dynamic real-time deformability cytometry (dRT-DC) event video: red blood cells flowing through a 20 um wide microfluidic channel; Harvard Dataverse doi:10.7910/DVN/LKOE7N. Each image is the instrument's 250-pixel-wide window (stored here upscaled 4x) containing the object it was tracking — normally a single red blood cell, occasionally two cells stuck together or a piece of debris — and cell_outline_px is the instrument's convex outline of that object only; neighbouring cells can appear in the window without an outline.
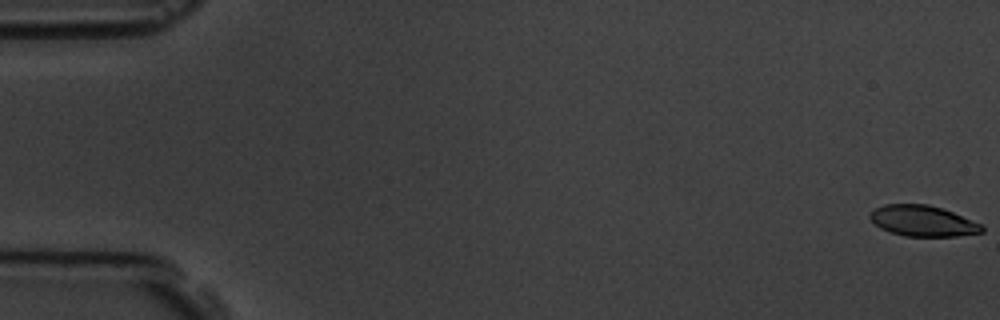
{"species": "common noctule bat (a hibernating species)", "species_latin": "Nyctalus noctula", "temperature_condition": "room temperature", "stored_images_in_passage": 3, "camera_frame_rate_fps": 3000, "um_per_image_px": 0.085, "animal": {"sex": "male", "body_mass_g": 19.5, "forearm_length_mm": 54.6}, "frame": {"image": 1, "passage_image": 1, "time_ms": 0.0, "image_size_px": [1000, 320], "cell_outline_px": [[984, 232], [956, 236], [904, 236], [880, 228], [868, 216], [876, 208], [884, 204], [928, 204], [952, 212], [980, 224], [984, 228]], "centroid_in_image_um": [78.43, 18.78], "position_along_channel_um": 6.6, "area_um2": 19.77}}